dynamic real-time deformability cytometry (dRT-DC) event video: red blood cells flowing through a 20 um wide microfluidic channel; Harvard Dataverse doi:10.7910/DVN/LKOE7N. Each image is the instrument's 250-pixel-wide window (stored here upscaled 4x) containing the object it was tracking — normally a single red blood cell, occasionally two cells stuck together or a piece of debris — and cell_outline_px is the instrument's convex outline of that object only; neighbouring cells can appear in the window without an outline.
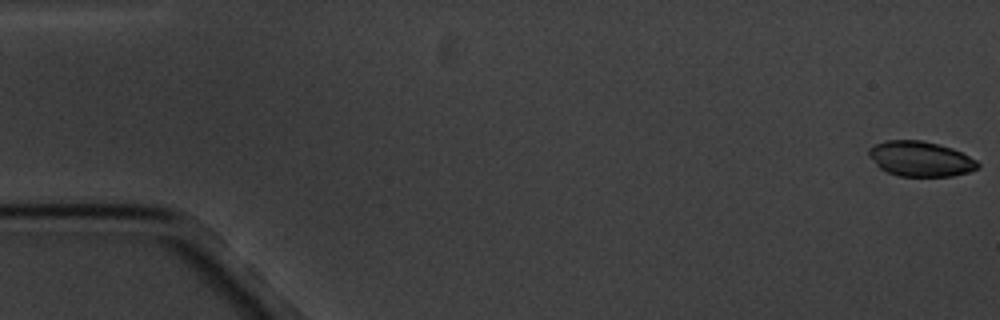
{"species": "common noctule bat (a hibernating species)", "species_latin": "Nyctalus noctula", "temperature_condition": "cold", "stored_images_in_passage": 10, "camera_frame_rate_fps": 3000, "um_per_image_px": 0.085, "animal": {"sex": "male", "body_mass_g": 20.1, "forearm_length_mm": 53.5}, "frame": {"image": 1, "passage_image": 1, "time_ms": 0.0, "image_size_px": [1000, 320], "cell_outline_px": [[980, 168], [968, 172], [952, 176], [900, 176], [888, 172], [880, 168], [868, 156], [868, 148], [876, 144], [888, 140], [920, 140], [952, 148], [976, 160], [980, 164]], "centroid_in_image_um": [78.23, 13.51], "position_along_channel_um": 6.8, "area_um2": 22.14}}
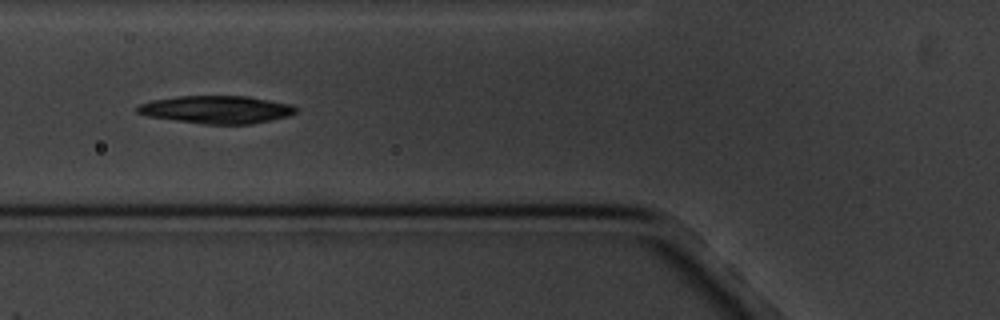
{"frame": {"image": 2, "passage_image": 7, "time_ms": 7.0, "image_size_px": [1000, 320], "cell_outline_px": [[296, 112], [288, 116], [252, 124], [204, 124], [148, 116], [136, 112], [136, 108], [140, 104], [152, 100], [180, 96], [248, 96], [292, 104], [296, 108]], "centroid_in_image_um": [18.42, 9.31], "position_along_channel_um": 107.4, "area_um2": 25.49}}
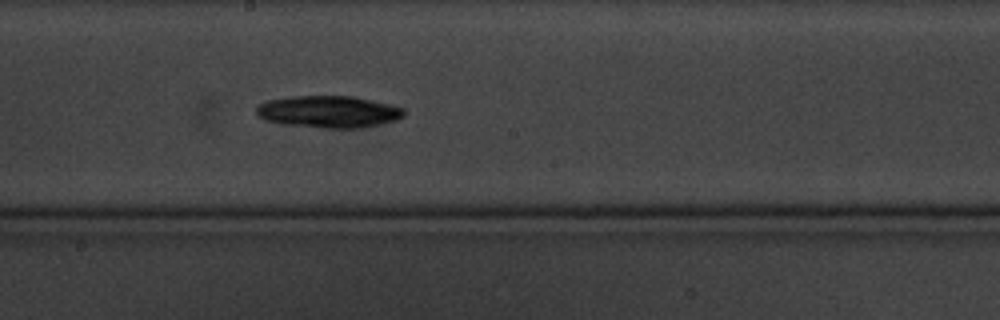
{"frame": {"image": 3, "passage_image": 10, "time_ms": 10.333, "image_size_px": [1000, 320], "cell_outline_px": [[404, 116], [396, 120], [364, 128], [324, 128], [284, 124], [264, 120], [256, 112], [256, 108], [260, 104], [268, 100], [296, 96], [352, 96], [388, 104], [404, 108]], "centroid_in_image_um": [27.94, 9.5], "position_along_channel_um": 220.3, "area_um2": 27.34}}